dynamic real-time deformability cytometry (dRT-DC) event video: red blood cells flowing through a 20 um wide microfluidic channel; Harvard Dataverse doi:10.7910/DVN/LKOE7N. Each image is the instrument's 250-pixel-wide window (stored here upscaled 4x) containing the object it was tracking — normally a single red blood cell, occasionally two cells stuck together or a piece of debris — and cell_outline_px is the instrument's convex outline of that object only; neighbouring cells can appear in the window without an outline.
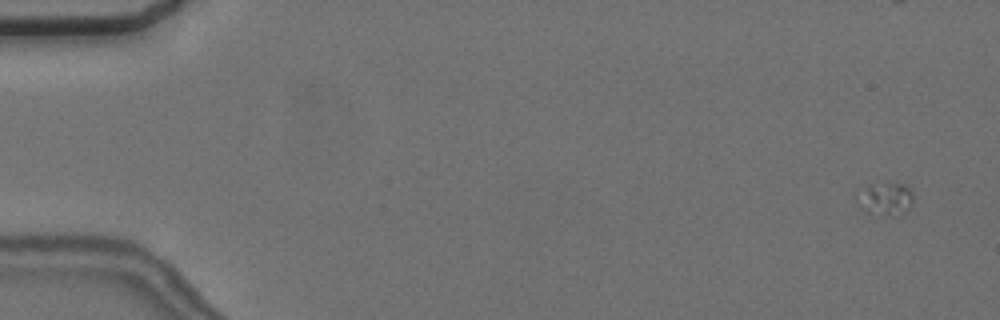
{"species": "common noctule bat (a hibernating species)", "species_latin": "Nyctalus noctula", "temperature_condition": "cold", "stored_images_in_passage": 2, "camera_frame_rate_fps": 3000, "um_per_image_px": 0.085, "animal": {"sex": "female", "body_mass_g": 24.6, "forearm_length_mm": 56.2}, "frame": {"image": 1, "passage_image": 1, "time_ms": 0.0, "image_size_px": [1000, 320], "cell_outline_px": [[912, 204], [888, 212], [868, 212], [852, 196], [868, 184], [888, 180], [908, 184], [912, 192]], "centroid_in_image_um": [75.18, 16.69], "position_along_channel_um": 9.8, "area_um2": 10.29}}